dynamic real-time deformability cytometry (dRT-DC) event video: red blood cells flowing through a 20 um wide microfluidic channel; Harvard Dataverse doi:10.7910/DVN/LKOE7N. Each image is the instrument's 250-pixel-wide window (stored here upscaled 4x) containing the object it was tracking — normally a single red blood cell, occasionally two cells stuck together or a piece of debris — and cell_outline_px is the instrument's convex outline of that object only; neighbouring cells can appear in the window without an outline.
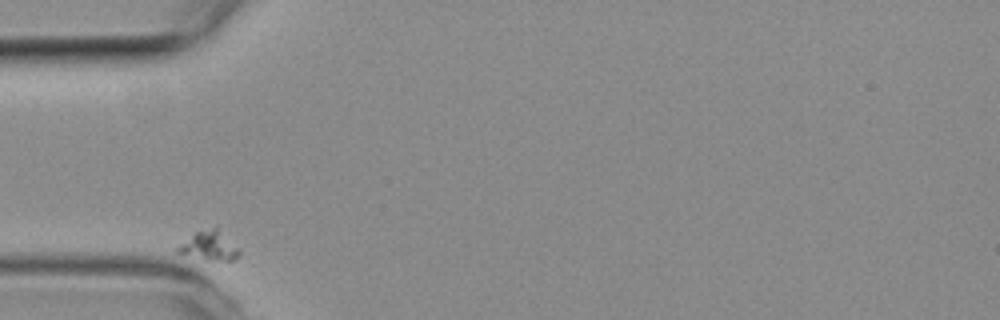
{"species": "common noctule bat (a hibernating species)", "species_latin": "Nyctalus noctula", "temperature_condition": "room temperature", "stored_images_in_passage": 33, "camera_frame_rate_fps": 3000, "um_per_image_px": 0.085, "animal": {"sex": "female", "body_mass_g": 19.3, "forearm_length_mm": 54.1}, "frame": {"image": 1, "passage_image": 1, "time_ms": 0.0, "image_size_px": [1000, 320], "cell_outline_px": [[240, 256], [236, 260], [208, 260], [176, 252], [176, 248], [180, 244], [196, 232], [212, 228], [216, 228], [240, 248]], "centroid_in_image_um": [17.83, 20.92], "position_along_channel_um": 67.2, "area_um2": 10.17}}